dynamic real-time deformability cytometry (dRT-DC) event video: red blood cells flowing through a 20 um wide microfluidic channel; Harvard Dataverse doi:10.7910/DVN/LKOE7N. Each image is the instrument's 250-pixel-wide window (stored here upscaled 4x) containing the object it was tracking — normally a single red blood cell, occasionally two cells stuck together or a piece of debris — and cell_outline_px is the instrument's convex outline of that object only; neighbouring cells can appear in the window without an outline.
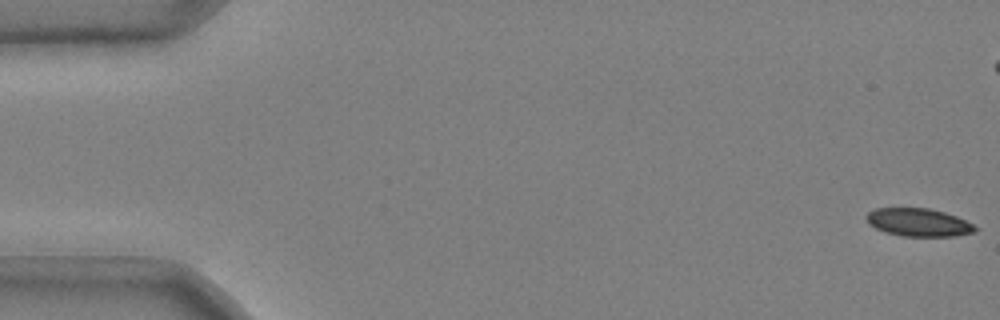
{"species": "common noctule bat (a hibernating species)", "species_latin": "Nyctalus noctula", "temperature_condition": "cold", "stored_images_in_passage": 45, "camera_frame_rate_fps": 3000, "um_per_image_px": 0.085, "animal": {"sex": "male", "body_mass_g": 20.4}, "frame": {"image": 1, "passage_image": 1, "time_ms": 0.0, "image_size_px": [1000, 320], "cell_outline_px": [[980, 228], [976, 232], [952, 236], [904, 236], [888, 232], [876, 228], [868, 224], [864, 216], [868, 212], [876, 208], [928, 208], [944, 212], [956, 216]], "centroid_in_image_um": [78.07, 18.89], "position_along_channel_um": 6.9, "area_um2": 17.69}}
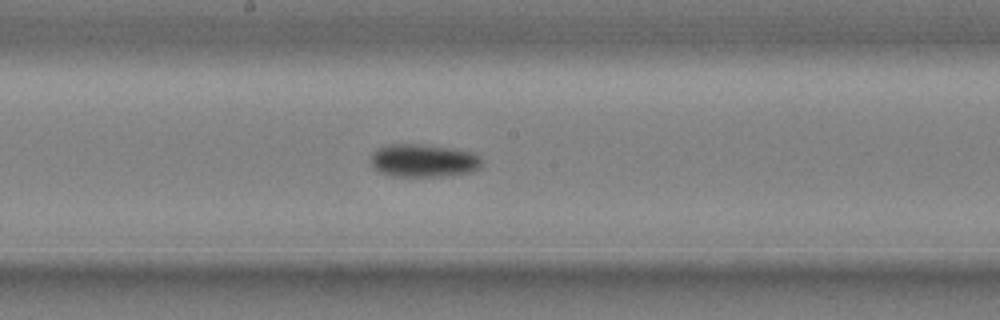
{"frame": {"image": 2, "passage_image": 29, "time_ms": 9.333, "image_size_px": [1000, 320], "cell_outline_px": [[480, 168], [472, 172], [444, 176], [392, 176], [380, 172], [372, 164], [372, 152], [376, 148], [388, 144], [424, 144], [452, 148], [472, 152], [480, 156]], "centroid_in_image_um": [36.0, 13.64], "position_along_channel_um": 212.2, "area_um2": 21.39}}
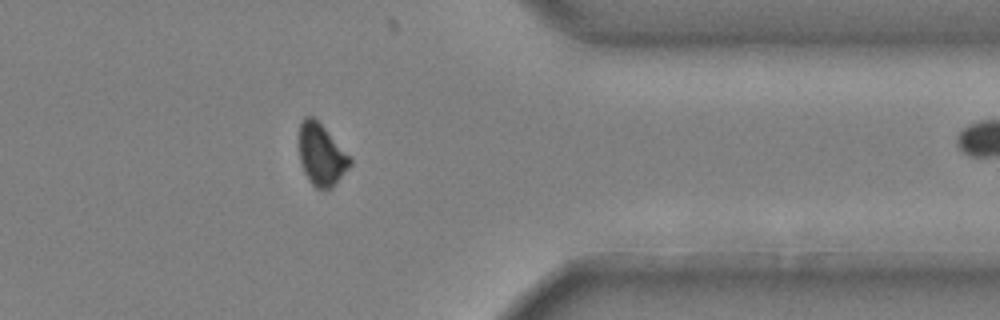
{"frame": {"image": 3, "passage_image": 44, "time_ms": 14.333, "image_size_px": [1000, 320], "cell_outline_px": [[352, 164], [332, 188], [324, 192], [316, 188], [312, 184], [304, 172], [300, 160], [300, 124], [304, 116], [312, 116], [352, 156]], "centroid_in_image_um": [27.35, 13.2], "position_along_channel_um": 384.0, "area_um2": 18.38}}